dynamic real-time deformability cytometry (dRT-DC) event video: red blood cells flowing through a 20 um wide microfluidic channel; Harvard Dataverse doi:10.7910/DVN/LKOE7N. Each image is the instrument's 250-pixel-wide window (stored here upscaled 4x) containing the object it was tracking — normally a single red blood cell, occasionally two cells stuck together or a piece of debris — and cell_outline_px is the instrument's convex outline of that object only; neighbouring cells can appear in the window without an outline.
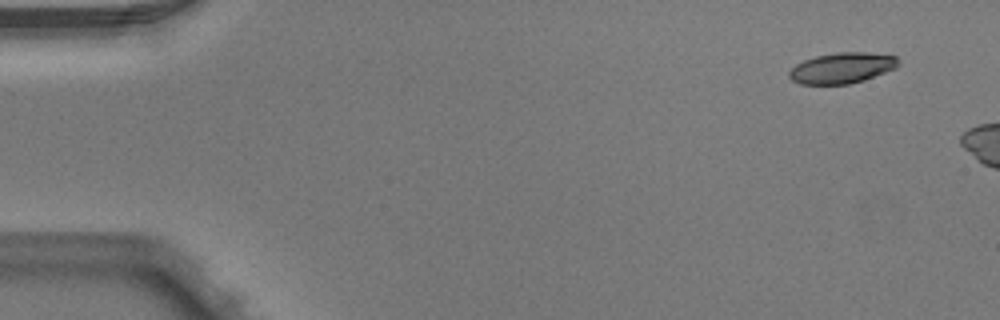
{"species": "Egyptian fruit bat (a non-hibernating species)", "species_latin": "Rousettus aegyptiacus", "temperature_condition": "warm", "stored_images_in_passage": 3, "camera_frame_rate_fps": 3000, "um_per_image_px": 0.085, "animal": {"sex": "male"}, "frame": {"image": 1, "passage_image": 1, "time_ms": 0.0, "image_size_px": [1000, 320], "cell_outline_px": [[900, 64], [896, 68], [864, 80], [848, 84], [800, 84], [792, 80], [788, 76], [788, 72], [796, 64], [804, 60], [816, 56], [836, 52], [868, 52], [896, 56]], "centroid_in_image_um": [71.57, 5.77], "position_along_channel_um": 13.4, "area_um2": 19.59}}